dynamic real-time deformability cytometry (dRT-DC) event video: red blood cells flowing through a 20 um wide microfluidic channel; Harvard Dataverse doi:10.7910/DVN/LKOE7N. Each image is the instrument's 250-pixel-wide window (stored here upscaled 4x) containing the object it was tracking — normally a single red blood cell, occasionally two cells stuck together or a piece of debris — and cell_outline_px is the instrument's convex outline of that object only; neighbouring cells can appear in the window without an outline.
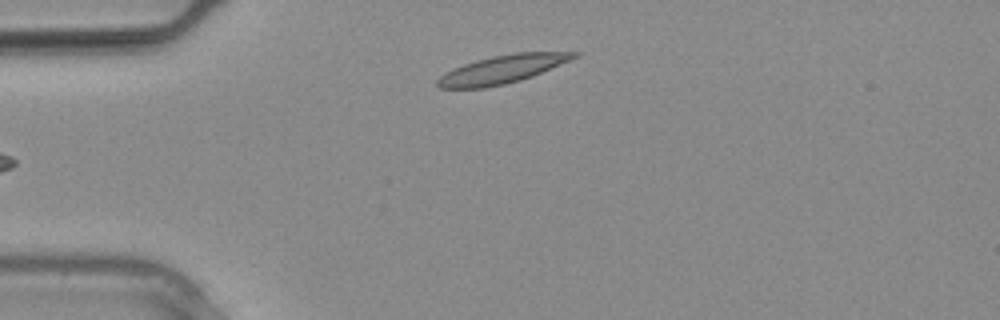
{"species": "common noctule bat (a hibernating species)", "species_latin": "Nyctalus noctula", "temperature_condition": "warm", "stored_images_in_passage": 6, "camera_frame_rate_fps": 3000, "um_per_image_px": 0.085, "animal": {"sex": "male", "body_mass_g": 20.4}, "frame": {"image": 1, "passage_image": 1, "time_ms": 0.0, "image_size_px": [1000, 320], "cell_outline_px": [[580, 56], [532, 76], [520, 80], [504, 84], [484, 88], [440, 88], [436, 84], [436, 80], [440, 76], [464, 64], [476, 60], [492, 56], [512, 52], [580, 52]], "centroid_in_image_um": [42.72, 5.88], "position_along_channel_um": 42.3, "area_um2": 22.2}}
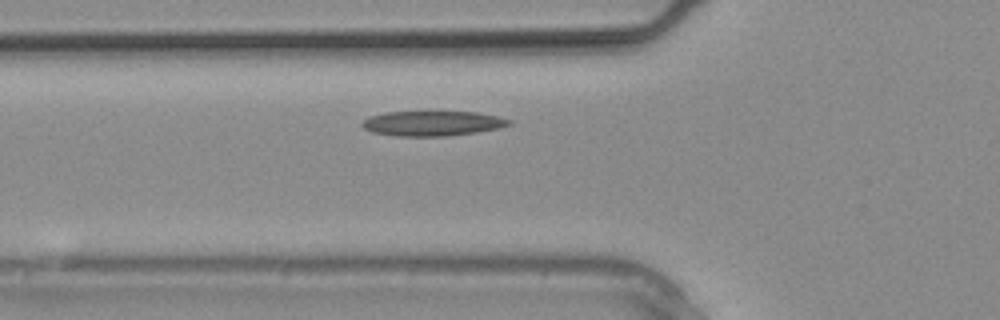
{"frame": {"image": 2, "passage_image": 4, "time_ms": 1.0, "image_size_px": [1000, 320], "cell_outline_px": [[512, 124], [500, 128], [476, 132], [448, 136], [396, 136], [372, 132], [364, 128], [360, 124], [368, 116], [384, 112], [476, 112], [496, 116], [512, 120]], "centroid_in_image_um": [36.74, 10.49], "position_along_channel_um": 89.1, "area_um2": 21.39}}